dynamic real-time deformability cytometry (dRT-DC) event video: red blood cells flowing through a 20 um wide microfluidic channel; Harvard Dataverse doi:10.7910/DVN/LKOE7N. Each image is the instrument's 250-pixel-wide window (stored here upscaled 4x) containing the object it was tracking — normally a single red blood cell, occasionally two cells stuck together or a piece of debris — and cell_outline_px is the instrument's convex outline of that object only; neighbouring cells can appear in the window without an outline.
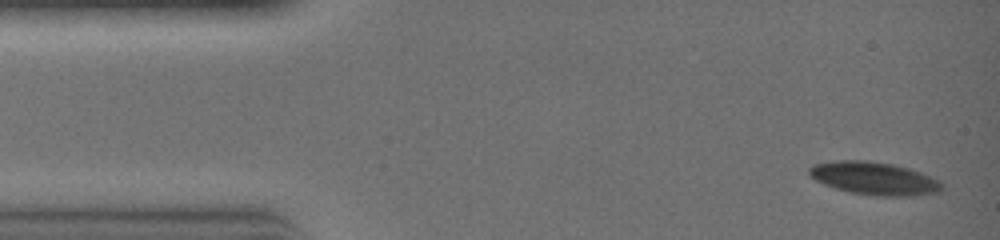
{"species": "common noctule bat (a hibernating species)", "species_latin": "Nyctalus noctula", "temperature_condition": "warm", "stored_images_in_passage": 30, "camera_frame_rate_fps": 3000, "um_per_image_px": 0.085, "animal": {"sex": "female", "body_mass_g": 19.0, "forearm_length_mm": 51.5}, "frame": {"image": 1, "passage_image": 1, "time_ms": 0.0, "image_size_px": [1000, 240], "cell_outline_px": [[944, 188], [936, 192], [908, 196], [876, 196], [852, 192], [836, 188], [824, 184], [816, 180], [808, 172], [808, 168], [812, 164], [836, 160], [868, 160], [892, 164], [908, 168], [920, 172], [940, 180], [944, 184]], "centroid_in_image_um": [74.31, 15.15], "position_along_channel_um": 10.7, "area_um2": 25.37}}
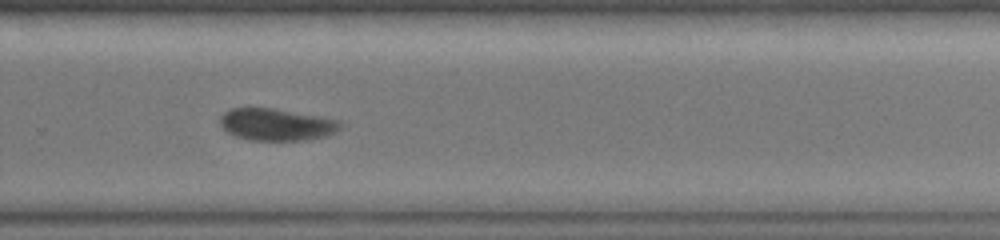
{"frame": {"image": 2, "passage_image": 20, "time_ms": 6.333, "image_size_px": [1000, 240], "cell_outline_px": [[340, 128], [336, 132], [328, 136], [308, 140], [248, 140], [236, 136], [228, 132], [220, 124], [220, 116], [224, 112], [232, 108], [272, 108], [320, 116], [340, 120]], "centroid_in_image_um": [23.52, 10.59], "position_along_channel_um": 306.3, "area_um2": 22.48}}
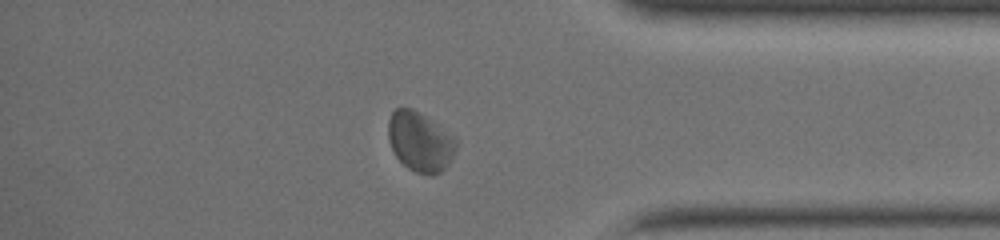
{"frame": {"image": 3, "passage_image": 25, "time_ms": 8.0, "image_size_px": [1000, 240], "cell_outline_px": [[456, 144], [452, 156], [448, 164], [440, 172], [432, 176], [428, 176], [416, 172], [408, 168], [396, 156], [388, 140], [388, 120], [392, 112], [396, 108], [412, 108], [420, 112], [456, 140]], "centroid_in_image_um": [35.66, 12.05], "position_along_channel_um": 399.5, "area_um2": 23.18}}